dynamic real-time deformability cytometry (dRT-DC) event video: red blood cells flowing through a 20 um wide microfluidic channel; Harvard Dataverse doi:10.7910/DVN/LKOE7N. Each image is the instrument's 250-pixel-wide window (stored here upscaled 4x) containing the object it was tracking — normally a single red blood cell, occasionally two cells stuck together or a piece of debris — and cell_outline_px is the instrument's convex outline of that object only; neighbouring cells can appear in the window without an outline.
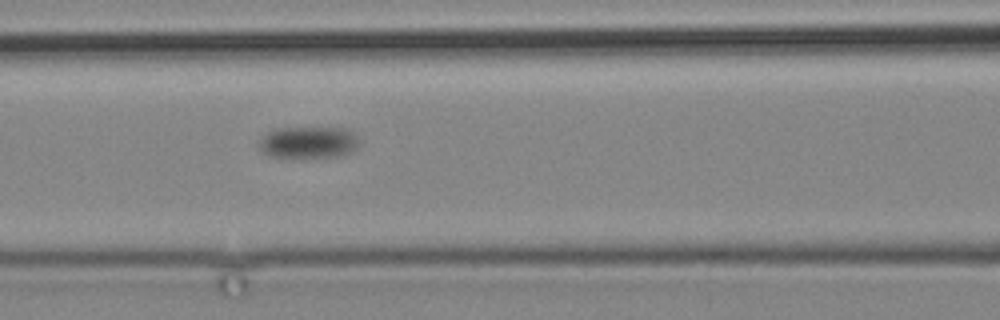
{"species": "common noctule bat (a hibernating species)", "species_latin": "Nyctalus noctula", "temperature_condition": "cold", "stored_images_in_passage": 6, "camera_frame_rate_fps": 3000, "um_per_image_px": 0.085, "animal": {"sex": "male", "body_mass_g": 19.2, "forearm_length_mm": 51.8}, "frame": {"image": 1, "passage_image": 6, "time_ms": 5.667, "image_size_px": [1000, 320], "cell_outline_px": [[360, 144], [352, 152], [340, 156], [304, 160], [268, 156], [260, 152], [260, 136], [276, 128], [348, 128], [360, 140]], "centroid_in_image_um": [26.21, 12.15], "position_along_channel_um": 140.4, "area_um2": 19.54}}